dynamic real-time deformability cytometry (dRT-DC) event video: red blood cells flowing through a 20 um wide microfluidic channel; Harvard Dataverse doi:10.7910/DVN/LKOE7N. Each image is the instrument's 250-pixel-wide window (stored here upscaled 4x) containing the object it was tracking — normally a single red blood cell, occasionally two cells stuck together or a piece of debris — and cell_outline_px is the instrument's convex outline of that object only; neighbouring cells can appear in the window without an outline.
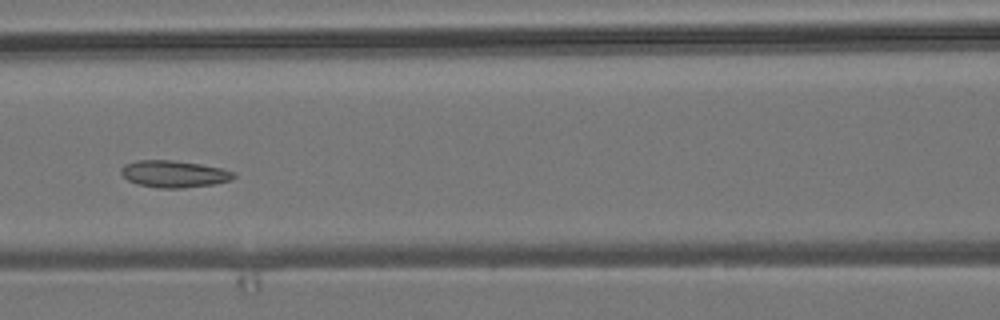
{"species": "common noctule bat (a hibernating species)", "species_latin": "Nyctalus noctula", "temperature_condition": "room temperature", "stored_images_in_passage": 5, "camera_frame_rate_fps": 3000, "um_per_image_px": 0.085, "animal": {"sex": "male", "body_mass_g": 19.2, "forearm_length_mm": 51.8}, "frame": {"image": 1, "passage_image": 5, "time_ms": 5.333, "image_size_px": [1000, 320], "cell_outline_px": [[236, 176], [232, 180], [212, 184], [184, 188], [156, 188], [136, 184], [128, 180], [120, 172], [120, 168], [124, 164], [136, 160], [172, 160], [200, 164], [220, 168], [236, 172]], "centroid_in_image_um": [14.77, 14.79], "position_along_channel_um": 151.8, "area_um2": 17.8}}